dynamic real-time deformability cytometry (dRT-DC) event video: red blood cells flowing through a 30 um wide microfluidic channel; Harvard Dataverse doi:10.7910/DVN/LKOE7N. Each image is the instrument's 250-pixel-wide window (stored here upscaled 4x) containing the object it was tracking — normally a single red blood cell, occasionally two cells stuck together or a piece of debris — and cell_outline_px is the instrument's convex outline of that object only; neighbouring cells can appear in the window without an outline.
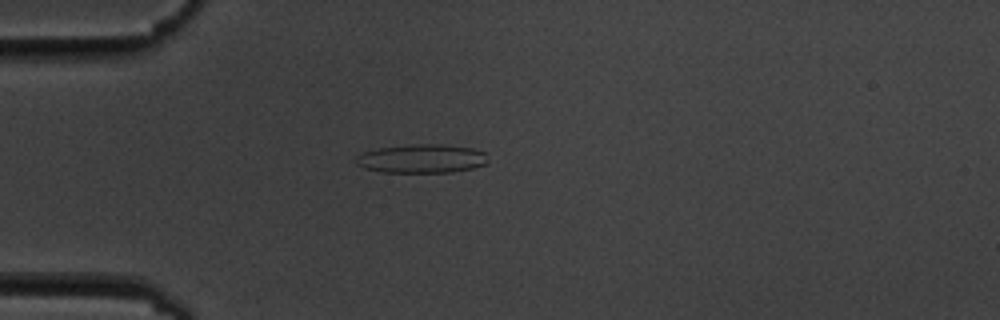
{"species": "common noctule bat (a hibernating species)", "species_latin": "Nyctalus noctula", "temperature_condition": "cold", "stored_images_in_passage": 5, "camera_frame_rate_fps": 3000, "um_per_image_px": 0.085, "animal": {"sex": "male", "body_mass_g": 19.5, "forearm_length_mm": 54.6}, "frame": {"image": 1, "passage_image": 5, "time_ms": 4.333, "image_size_px": [1000, 320], "cell_outline_px": [[488, 164], [472, 168], [452, 172], [380, 172], [364, 168], [356, 164], [356, 156], [364, 152], [380, 148], [416, 144], [444, 144], [472, 148], [488, 152]], "centroid_in_image_um": [35.91, 13.48], "position_along_channel_um": 49.1, "area_um2": 22.25}}